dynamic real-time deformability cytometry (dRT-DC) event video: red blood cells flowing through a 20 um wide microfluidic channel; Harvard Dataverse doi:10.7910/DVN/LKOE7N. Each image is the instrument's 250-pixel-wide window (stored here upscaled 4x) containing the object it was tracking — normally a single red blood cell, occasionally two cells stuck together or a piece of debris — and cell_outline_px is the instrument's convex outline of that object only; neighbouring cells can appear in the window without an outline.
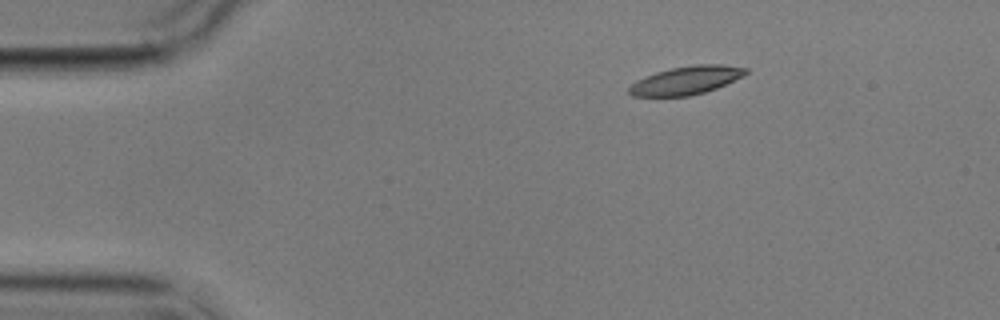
{"species": "common noctule bat (a hibernating species)", "species_latin": "Nyctalus noctula", "temperature_condition": "cold", "stored_images_in_passage": 2, "camera_frame_rate_fps": 3000, "um_per_image_px": 0.085, "animal": {"sex": "male", "body_mass_g": 17.9}, "frame": {"image": 1, "passage_image": 1, "time_ms": 0.0, "image_size_px": [1000, 320], "cell_outline_px": [[748, 72], [744, 76], [716, 88], [704, 92], [688, 96], [632, 96], [628, 92], [628, 88], [636, 80], [656, 72], [672, 68], [696, 64], [720, 64], [748, 68]], "centroid_in_image_um": [58.33, 6.82], "position_along_channel_um": 26.7, "area_um2": 19.13}}